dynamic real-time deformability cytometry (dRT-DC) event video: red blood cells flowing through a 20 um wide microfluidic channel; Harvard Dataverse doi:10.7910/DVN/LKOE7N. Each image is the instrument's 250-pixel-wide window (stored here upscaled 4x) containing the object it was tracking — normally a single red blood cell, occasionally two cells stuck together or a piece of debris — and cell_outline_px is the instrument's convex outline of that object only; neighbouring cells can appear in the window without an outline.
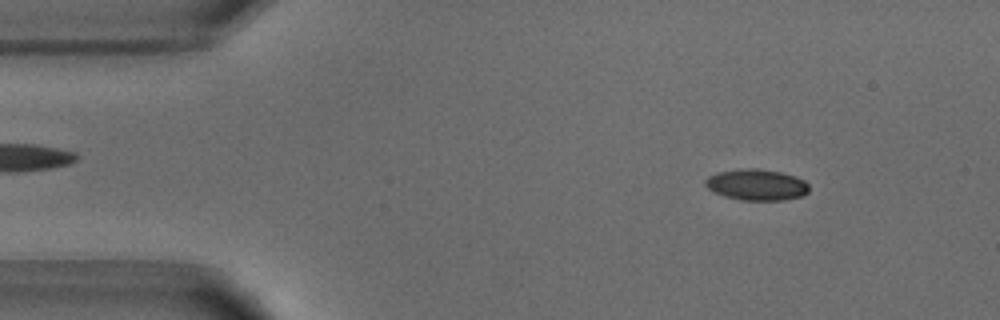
{"species": "common noctule bat (a hibernating species)", "species_latin": "Nyctalus noctula", "temperature_condition": "warm", "stored_images_in_passage": 47, "camera_frame_rate_fps": 3000, "um_per_image_px": 0.085, "animal": {"sex": "male", "body_mass_g": 18.8}, "frame": {"image": 1, "passage_image": 2, "time_ms": 0.333, "image_size_px": [1000, 320], "cell_outline_px": [[808, 192], [800, 196], [784, 200], [740, 200], [724, 196], [708, 188], [704, 184], [704, 180], [708, 176], [716, 172], [740, 168], [756, 168], [780, 172], [796, 176], [804, 180], [808, 184]], "centroid_in_image_um": [64.29, 15.69], "position_along_channel_um": 20.7, "area_um2": 18.9}}
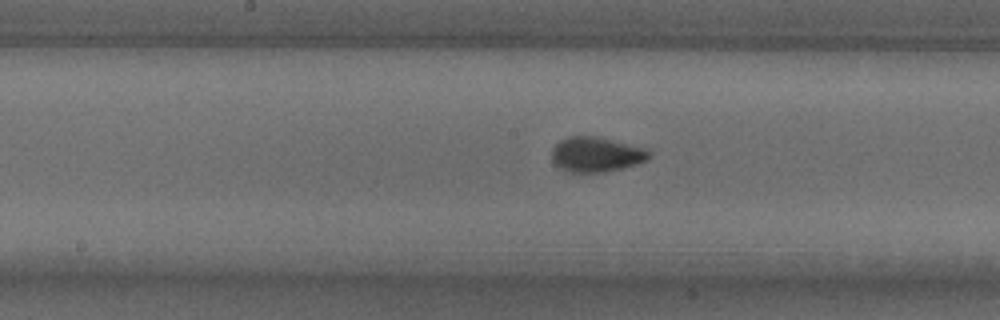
{"frame": {"image": 2, "passage_image": 21, "time_ms": 6.667, "image_size_px": [1000, 320], "cell_outline_px": [[652, 152], [648, 160], [636, 164], [604, 172], [572, 172], [560, 168], [552, 160], [552, 148], [560, 140], [568, 136], [592, 136], [648, 148]], "centroid_in_image_um": [50.69, 13.12], "position_along_channel_um": 197.5, "area_um2": 19.71}}
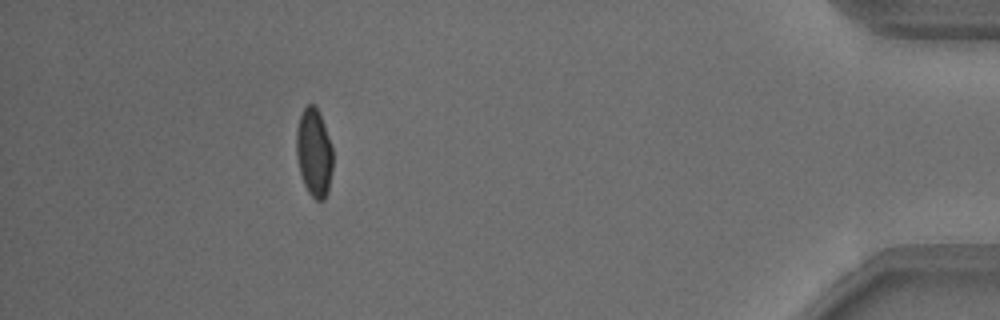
{"frame": {"image": 3, "passage_image": 42, "time_ms": 13.667, "image_size_px": [1000, 320], "cell_outline_px": [[332, 168], [328, 192], [324, 200], [316, 200], [308, 192], [304, 184], [300, 172], [296, 156], [296, 132], [300, 116], [304, 108], [308, 104], [316, 104], [320, 112], [332, 148]], "centroid_in_image_um": [26.69, 12.96], "position_along_channel_um": 408.5, "area_um2": 18.79}, "authors_computed_cell_mechanics": {"area_um2": 18.9584, "velocity_mm_per_s": 3.8709, "shape_relaxation_time_tau1_ms": 3.5496, "shape_relaxation_time_tau2_ms": null, "deformation_change_tau1": 0.132, "deformation_change_tau2": null}}